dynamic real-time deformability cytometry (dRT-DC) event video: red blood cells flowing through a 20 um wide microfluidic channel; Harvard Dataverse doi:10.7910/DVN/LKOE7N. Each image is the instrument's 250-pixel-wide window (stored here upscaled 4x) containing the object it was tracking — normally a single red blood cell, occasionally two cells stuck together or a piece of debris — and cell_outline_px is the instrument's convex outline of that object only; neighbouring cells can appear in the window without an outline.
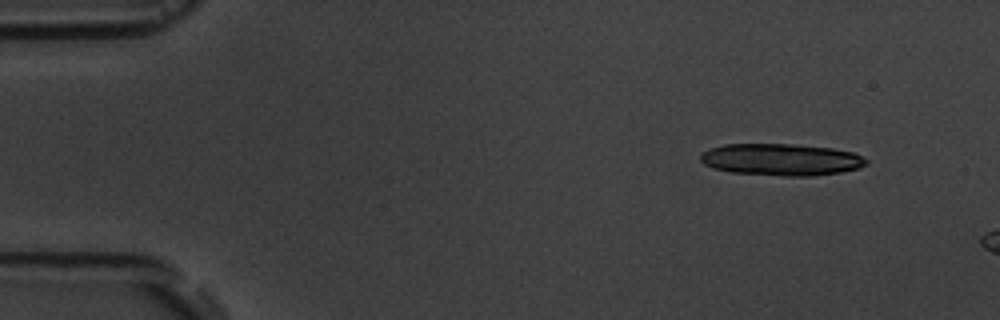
{"species": "common noctule bat (a hibernating species)", "species_latin": "Nyctalus noctula", "temperature_condition": "room temperature", "stored_images_in_passage": 4, "segment_of_instrument_passage": [2, 2], "camera_frame_rate_fps": 3000, "um_per_image_px": 0.085, "animal": {"sex": "male", "body_mass_g": 19.5, "forearm_length_mm": 54.6}, "frame": {"image": 1, "passage_image": 4, "time_ms": 9.333, "image_size_px": [1000, 320], "cell_outline_px": [[868, 164], [860, 168], [840, 172], [812, 176], [784, 176], [732, 172], [712, 168], [704, 164], [700, 160], [700, 152], [708, 148], [724, 144], [792, 144], [832, 148], [852, 152], [868, 160]], "centroid_in_image_um": [66.37, 13.56], "position_along_channel_um": 18.6, "area_um2": 30.98}}